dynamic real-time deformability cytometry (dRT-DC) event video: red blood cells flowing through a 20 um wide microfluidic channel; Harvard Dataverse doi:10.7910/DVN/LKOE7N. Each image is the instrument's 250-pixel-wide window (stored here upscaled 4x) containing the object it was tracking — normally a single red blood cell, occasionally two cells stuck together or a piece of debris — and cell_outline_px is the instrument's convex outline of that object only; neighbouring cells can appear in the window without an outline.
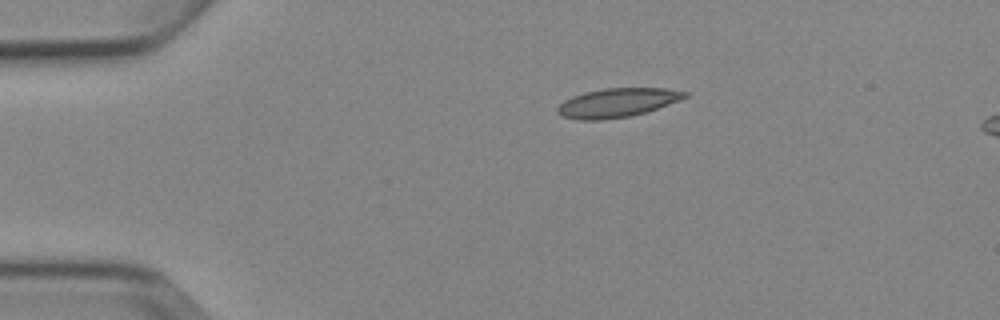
{"species": "Egyptian fruit bat (a non-hibernating species)", "species_latin": "Rousettus aegyptiacus", "temperature_condition": "cold", "stored_images_in_passage": 6, "camera_frame_rate_fps": 3000, "um_per_image_px": 0.085, "animal": {"sex": "female"}, "frame": {"image": 1, "passage_image": 1, "time_ms": 0.0, "image_size_px": [1000, 320], "cell_outline_px": [[692, 92], [688, 96], [680, 100], [644, 112], [628, 116], [600, 120], [580, 120], [560, 116], [556, 112], [556, 108], [564, 100], [572, 96], [584, 92], [604, 88], [664, 88]], "centroid_in_image_um": [52.45, 8.72], "position_along_channel_um": 32.6, "area_um2": 21.5}}
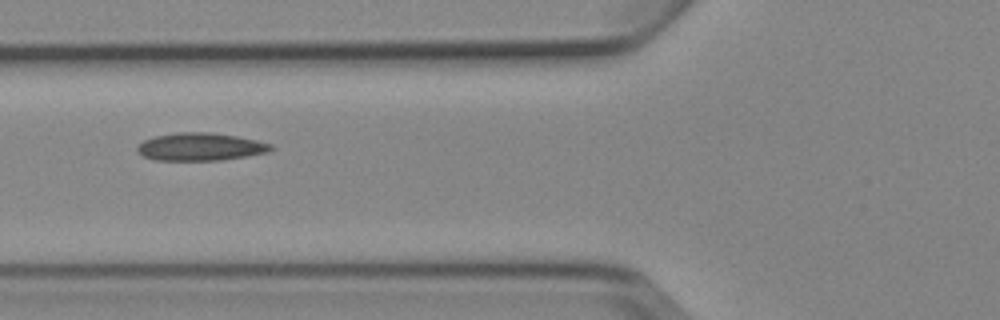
{"frame": {"image": 2, "passage_image": 4, "time_ms": 3.333, "image_size_px": [1000, 320], "cell_outline_px": [[272, 148], [268, 152], [248, 156], [224, 160], [156, 160], [144, 156], [136, 148], [144, 140], [156, 136], [176, 132], [212, 132], [236, 136], [256, 140], [272, 144]], "centroid_in_image_um": [17.06, 12.47], "position_along_channel_um": 108.7, "area_um2": 21.5}}
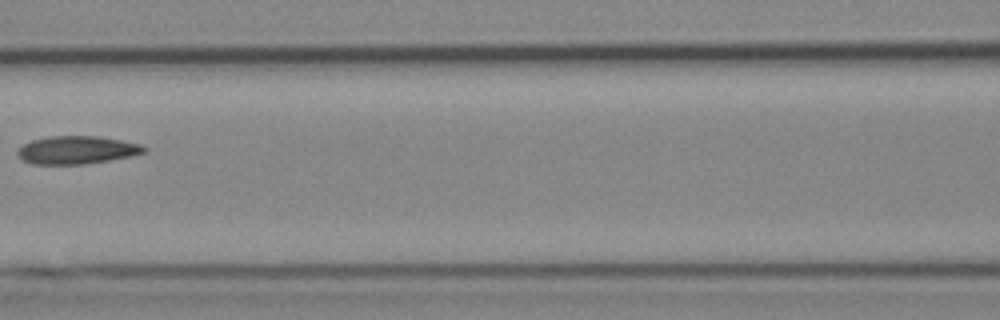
{"frame": {"image": 3, "passage_image": 5, "time_ms": 4.667, "image_size_px": [1000, 320], "cell_outline_px": [[148, 148], [144, 152], [128, 156], [108, 160], [84, 164], [32, 164], [24, 160], [16, 152], [24, 144], [32, 140], [52, 136], [100, 136], [144, 144]], "centroid_in_image_um": [6.57, 12.74], "position_along_channel_um": 160.0, "area_um2": 20.46}}